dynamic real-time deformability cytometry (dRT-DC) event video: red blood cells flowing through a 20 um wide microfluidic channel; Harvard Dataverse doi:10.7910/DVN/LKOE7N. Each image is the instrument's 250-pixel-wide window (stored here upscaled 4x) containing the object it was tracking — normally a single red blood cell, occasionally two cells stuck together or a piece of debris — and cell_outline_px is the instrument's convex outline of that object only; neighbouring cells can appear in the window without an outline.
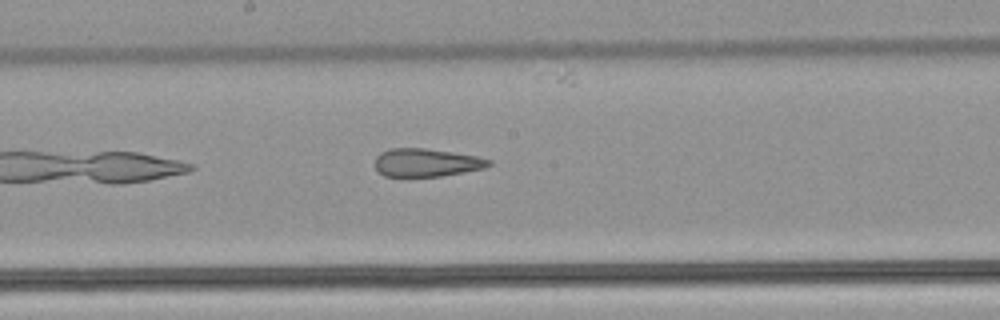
{"species": "common noctule bat (a hibernating species)", "species_latin": "Nyctalus noctula", "temperature_condition": "warm", "stored_images_in_passage": 5, "camera_frame_rate_fps": 3000, "um_per_image_px": 0.085, "animal": {"sex": "male", "body_mass_g": 21.5, "forearm_length_mm": 52.0}, "frame": {"image": 1, "passage_image": 5, "time_ms": 1.333, "image_size_px": [1000, 320], "cell_outline_px": [[492, 164], [484, 168], [440, 176], [384, 176], [376, 172], [376, 156], [380, 152], [388, 148], [424, 148], [452, 152], [476, 156], [492, 160]], "centroid_in_image_um": [36.21, 13.81], "position_along_channel_um": 212.0, "area_um2": 18.61}}